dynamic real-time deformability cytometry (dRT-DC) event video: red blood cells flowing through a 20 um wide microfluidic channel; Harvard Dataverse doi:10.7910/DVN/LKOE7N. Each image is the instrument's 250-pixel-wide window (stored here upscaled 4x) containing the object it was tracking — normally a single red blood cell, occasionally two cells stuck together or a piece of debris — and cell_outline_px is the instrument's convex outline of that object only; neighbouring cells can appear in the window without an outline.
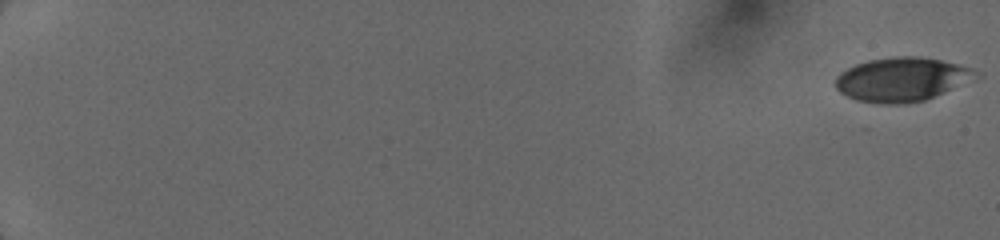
{"species": "human", "species_latin": "Homo sapiens", "temperature_condition": "cold", "stored_images_in_passage": 44, "camera_frame_rate_fps": 3000, "um_per_image_px": 0.085, "donor": {"sex": "female"}, "frame": {"image": 1, "passage_image": 1, "time_ms": 0.0, "image_size_px": [1000, 240], "cell_outline_px": [[984, 76], [924, 100], [904, 104], [884, 104], [856, 100], [840, 92], [836, 88], [836, 76], [840, 72], [856, 64], [868, 60], [892, 56], [920, 56], [940, 60], [972, 68], [984, 72]], "centroid_in_image_um": [76.71, 6.74], "position_along_channel_um": 8.3, "area_um2": 36.24}}
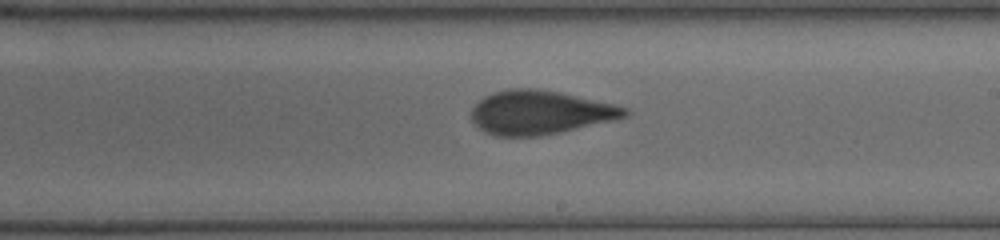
{"frame": {"image": 2, "passage_image": 23, "time_ms": 11.0, "image_size_px": [1000, 240], "cell_outline_px": [[632, 112], [628, 116], [612, 120], [560, 132], [540, 136], [496, 136], [484, 132], [472, 120], [472, 108], [484, 96], [492, 92], [508, 88], [536, 88], [560, 92], [616, 104], [628, 108]], "centroid_in_image_um": [45.91, 9.55], "position_along_channel_um": 243.1, "area_um2": 39.3}}
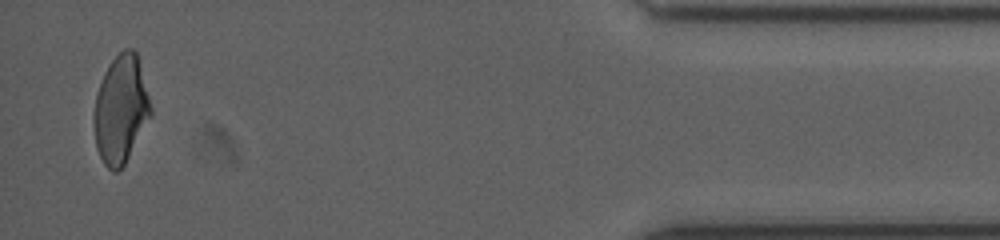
{"frame": {"image": 3, "passage_image": 42, "time_ms": 16.667, "image_size_px": [1000, 240], "cell_outline_px": [[152, 116], [124, 164], [116, 172], [112, 172], [104, 164], [96, 148], [92, 120], [92, 116], [96, 92], [104, 72], [112, 60], [124, 48], [132, 48], [136, 52], [152, 108]], "centroid_in_image_um": [10.24, 9.31], "position_along_channel_um": 425.0, "area_um2": 35.89}}